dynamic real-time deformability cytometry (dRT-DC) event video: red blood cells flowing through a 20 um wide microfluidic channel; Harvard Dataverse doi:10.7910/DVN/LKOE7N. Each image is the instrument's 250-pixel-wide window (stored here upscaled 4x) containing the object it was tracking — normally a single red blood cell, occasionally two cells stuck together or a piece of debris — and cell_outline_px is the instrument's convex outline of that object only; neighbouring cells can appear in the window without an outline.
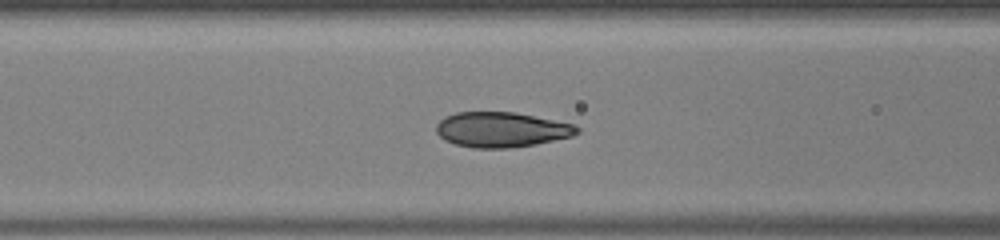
{"species": "human", "species_latin": "Homo sapiens", "temperature_condition": "warm", "stored_images_in_passage": 48, "camera_frame_rate_fps": 3000, "um_per_image_px": 0.085, "donor": {"sex": "male"}, "frame": {"image": 1, "passage_image": 18, "time_ms": 5.667, "image_size_px": [1000, 240], "cell_outline_px": [[580, 132], [572, 136], [536, 144], [508, 148], [472, 148], [456, 144], [444, 140], [436, 132], [436, 124], [444, 116], [456, 112], [516, 112], [576, 124], [580, 128]], "centroid_in_image_um": [42.63, 11.01], "position_along_channel_um": 124.0, "area_um2": 29.07}}
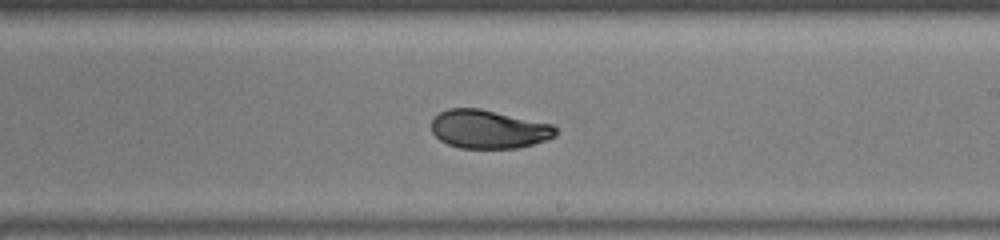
{"frame": {"image": 2, "passage_image": 27, "time_ms": 8.667, "image_size_px": [1000, 240], "cell_outline_px": [[556, 136], [520, 148], [460, 148], [448, 144], [440, 140], [432, 132], [432, 120], [440, 112], [448, 108], [480, 108], [552, 124], [556, 128]], "centroid_in_image_um": [41.52, 10.98], "position_along_channel_um": 247.5, "area_um2": 27.8}}
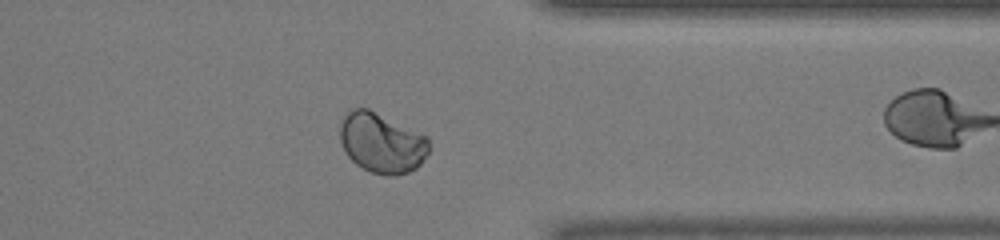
{"frame": {"image": 3, "passage_image": 37, "time_ms": 12.0, "image_size_px": [1000, 240], "cell_outline_px": [[428, 152], [420, 164], [416, 168], [408, 172], [396, 176], [384, 176], [372, 172], [356, 164], [348, 156], [340, 140], [340, 124], [344, 116], [352, 108], [368, 108], [428, 136]], "centroid_in_image_um": [32.45, 12.14], "position_along_channel_um": 379.0, "area_um2": 31.1}, "authors_computed_cell_mechanics": {"area_um2": 29.0445, "velocity_mm_per_s": 4.1268, "shape_relaxation_time_tau1_ms": 6.0151, "shape_relaxation_time_tau2_ms": null, "deformation_change_tau1": 0.1496, "deformation_change_tau2": null}}